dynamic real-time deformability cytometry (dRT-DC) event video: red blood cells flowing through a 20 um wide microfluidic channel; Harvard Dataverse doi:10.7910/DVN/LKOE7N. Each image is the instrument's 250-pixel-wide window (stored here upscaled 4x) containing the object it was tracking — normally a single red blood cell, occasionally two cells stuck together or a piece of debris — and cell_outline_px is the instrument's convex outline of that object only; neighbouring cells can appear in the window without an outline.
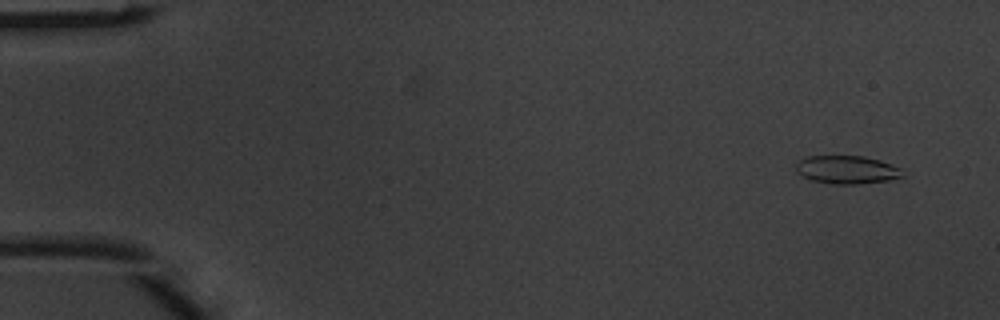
{"species": "common noctule bat (a hibernating species)", "species_latin": "Nyctalus noctula", "temperature_condition": "warm", "stored_images_in_passage": 4, "camera_frame_rate_fps": 3000, "um_per_image_px": 0.085, "animal": {"sex": "male", "body_mass_g": 20.1, "forearm_length_mm": 53.5}, "frame": {"image": 1, "passage_image": 1, "time_ms": 0.0, "image_size_px": [1000, 320], "cell_outline_px": [[904, 176], [888, 180], [856, 184], [832, 184], [812, 180], [796, 172], [796, 164], [800, 160], [808, 156], [864, 156], [880, 160], [892, 164], [900, 168]], "centroid_in_image_um": [71.99, 14.42], "position_along_channel_um": 13.0, "area_um2": 17.4}}